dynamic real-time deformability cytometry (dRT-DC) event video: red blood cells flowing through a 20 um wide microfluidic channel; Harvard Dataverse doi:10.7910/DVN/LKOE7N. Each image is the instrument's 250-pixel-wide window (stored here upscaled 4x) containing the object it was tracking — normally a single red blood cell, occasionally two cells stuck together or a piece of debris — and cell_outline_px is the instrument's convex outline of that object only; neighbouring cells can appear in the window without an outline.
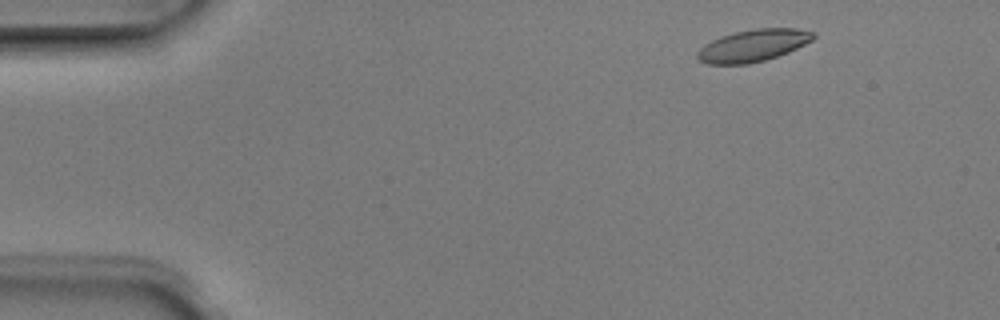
{"species": "Egyptian fruit bat (a non-hibernating species)", "species_latin": "Rousettus aegyptiacus", "temperature_condition": "room temperature", "stored_images_in_passage": 5, "segment_of_instrument_passage": [1, 2], "camera_frame_rate_fps": 3000, "um_per_image_px": 0.085, "animal": {"sex": "male"}, "frame": {"image": 1, "passage_image": 2, "time_ms": 0.333, "image_size_px": [1000, 320], "cell_outline_px": [[816, 36], [812, 40], [788, 52], [764, 60], [748, 64], [708, 64], [700, 60], [696, 56], [696, 52], [704, 44], [712, 40], [736, 32], [756, 28], [796, 28], [816, 32]], "centroid_in_image_um": [64.02, 3.86], "position_along_channel_um": 21.0, "area_um2": 21.5}}